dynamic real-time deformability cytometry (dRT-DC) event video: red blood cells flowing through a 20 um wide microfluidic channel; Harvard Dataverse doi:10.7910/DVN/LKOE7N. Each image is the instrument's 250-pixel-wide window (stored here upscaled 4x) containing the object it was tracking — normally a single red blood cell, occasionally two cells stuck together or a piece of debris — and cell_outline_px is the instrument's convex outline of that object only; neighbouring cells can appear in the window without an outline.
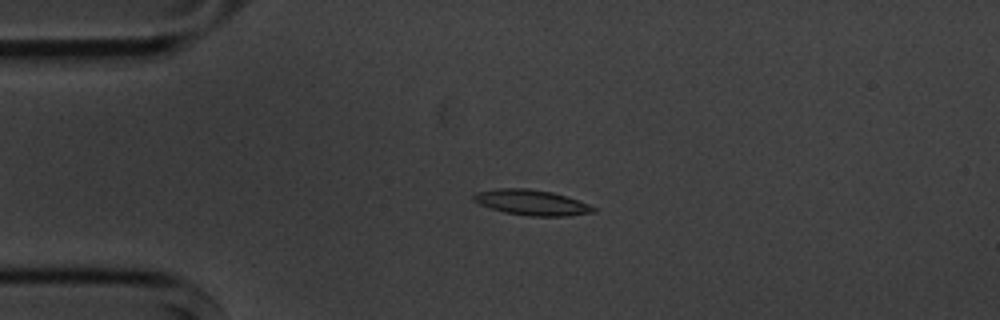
{"species": "common noctule bat (a hibernating species)", "species_latin": "Nyctalus noctula", "temperature_condition": "cold", "stored_images_in_passage": 5, "camera_frame_rate_fps": 3000, "um_per_image_px": 0.085, "animal": {"sex": "male", "body_mass_g": 20.1, "forearm_length_mm": 53.5}, "frame": {"image": 1, "passage_image": 3, "time_ms": 2.333, "image_size_px": [1000, 320], "cell_outline_px": [[596, 212], [568, 216], [528, 216], [504, 212], [480, 204], [472, 200], [472, 196], [476, 192], [500, 188], [528, 188], [552, 192], [588, 204], [596, 208]], "centroid_in_image_um": [45.17, 17.21], "position_along_channel_um": 39.8, "area_um2": 17.63}}
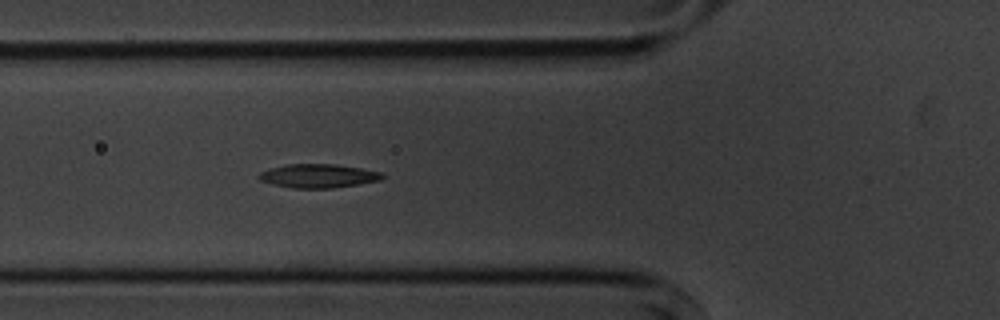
{"frame": {"image": 2, "passage_image": 5, "time_ms": 4.667, "image_size_px": [1000, 320], "cell_outline_px": [[384, 176], [380, 180], [332, 188], [292, 188], [272, 184], [260, 180], [256, 176], [260, 172], [272, 168], [288, 164], [336, 164], [360, 168], [380, 172]], "centroid_in_image_um": [27.01, 14.95], "position_along_channel_um": 98.8, "area_um2": 16.88}}